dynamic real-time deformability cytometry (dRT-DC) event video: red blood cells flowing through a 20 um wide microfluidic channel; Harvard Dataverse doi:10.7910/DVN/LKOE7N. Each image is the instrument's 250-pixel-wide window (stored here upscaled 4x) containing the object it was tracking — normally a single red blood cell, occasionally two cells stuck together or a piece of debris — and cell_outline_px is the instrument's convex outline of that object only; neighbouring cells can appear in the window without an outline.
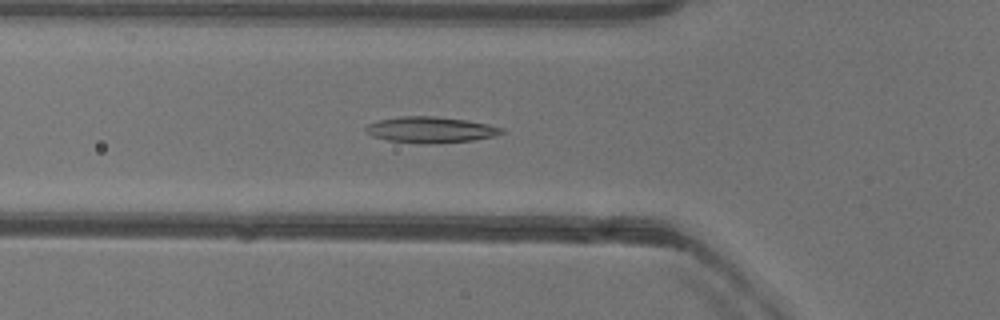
{"species": "common noctule bat (a hibernating species)", "species_latin": "Nyctalus noctula", "temperature_condition": "warm", "stored_images_in_passage": 41, "camera_frame_rate_fps": 3000, "um_per_image_px": 0.085, "animal": {"sex": "female"}, "frame": {"image": 1, "passage_image": 11, "time_ms": 3.333, "image_size_px": [1000, 320], "cell_outline_px": [[504, 132], [492, 136], [472, 140], [428, 144], [424, 144], [388, 140], [372, 136], [364, 132], [364, 128], [368, 124], [380, 120], [400, 116], [436, 116], [464, 120], [488, 124], [504, 128]], "centroid_in_image_um": [36.56, 11.03], "position_along_channel_um": 89.2, "area_um2": 20.46}}
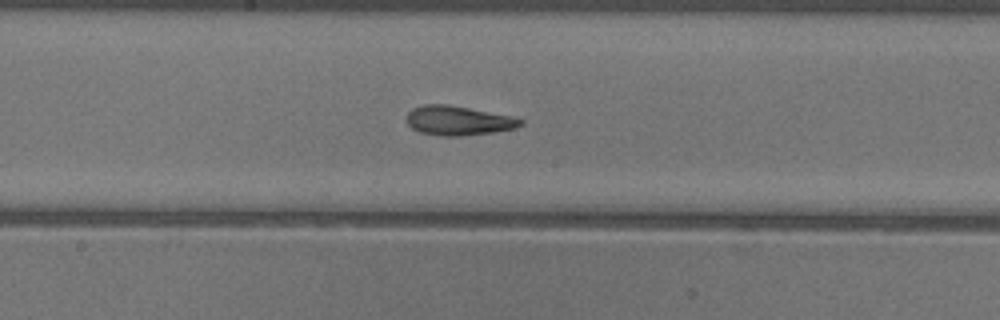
{"frame": {"image": 2, "passage_image": 20, "time_ms": 6.333, "image_size_px": [1000, 320], "cell_outline_px": [[524, 124], [512, 128], [492, 132], [460, 136], [440, 136], [420, 132], [412, 128], [404, 120], [408, 112], [412, 108], [424, 104], [448, 104], [512, 116], [524, 120]], "centroid_in_image_um": [38.9, 10.24], "position_along_channel_um": 209.3, "area_um2": 19.54}}
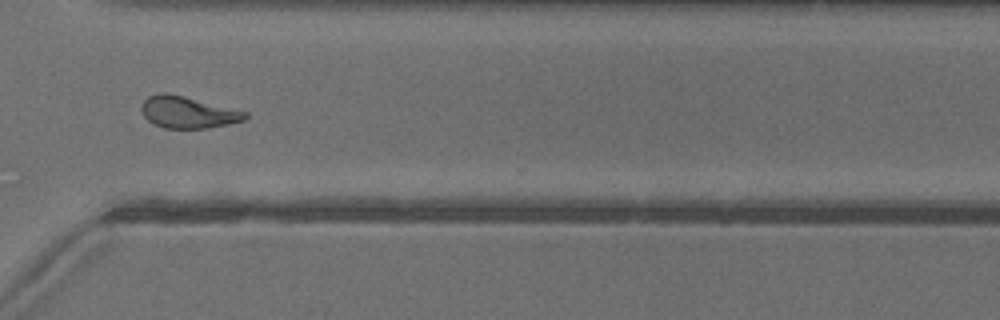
{"frame": {"image": 3, "passage_image": 31, "time_ms": 10.0, "image_size_px": [1000, 320], "cell_outline_px": [[248, 116], [244, 120], [228, 124], [208, 128], [164, 128], [152, 124], [144, 116], [140, 108], [144, 100], [148, 96], [160, 92], [168, 92], [248, 112]], "centroid_in_image_um": [15.94, 9.54], "position_along_channel_um": 354.7, "area_um2": 19.25}, "authors_computed_cell_mechanics": {"area_um2": 19.4786, "velocity_mm_per_s": 3.9755, "shape_relaxation_time_tau1_ms": 5.1472, "shape_relaxation_time_tau2_ms": 2.809, "deformation_change_tau1": 0.1833, "deformation_change_tau2": 0.1094}}